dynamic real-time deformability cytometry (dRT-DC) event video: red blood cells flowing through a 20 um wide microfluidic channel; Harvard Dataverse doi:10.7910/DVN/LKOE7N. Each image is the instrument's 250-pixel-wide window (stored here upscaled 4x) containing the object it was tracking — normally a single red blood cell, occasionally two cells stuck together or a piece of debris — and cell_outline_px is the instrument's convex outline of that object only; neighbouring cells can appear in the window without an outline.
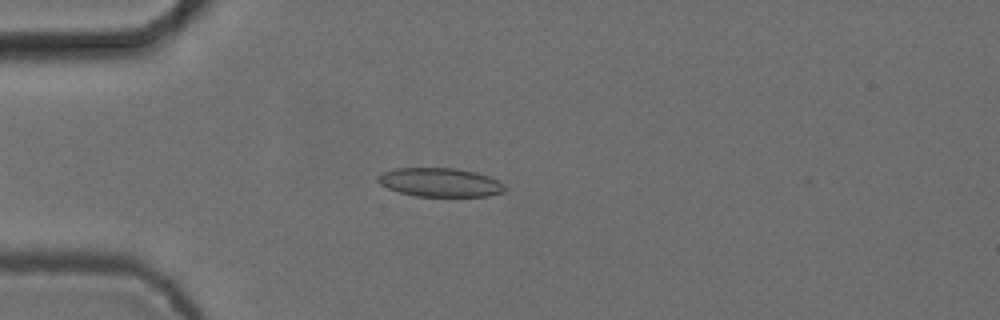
{"species": "common noctule bat (a hibernating species)", "species_latin": "Nyctalus noctula", "temperature_condition": "cold", "stored_images_in_passage": 7, "camera_frame_rate_fps": 3000, "um_per_image_px": 0.085, "animal": {"sex": "female", "body_mass_g": 24.6, "forearm_length_mm": 56.2}, "frame": {"image": 1, "passage_image": 5, "time_ms": 1.333, "image_size_px": [1000, 320], "cell_outline_px": [[504, 192], [488, 196], [416, 196], [400, 192], [388, 188], [380, 184], [376, 180], [376, 176], [384, 172], [396, 168], [456, 168], [476, 172], [488, 176], [504, 184]], "centroid_in_image_um": [37.39, 15.5], "position_along_channel_um": 47.6, "area_um2": 21.21}}
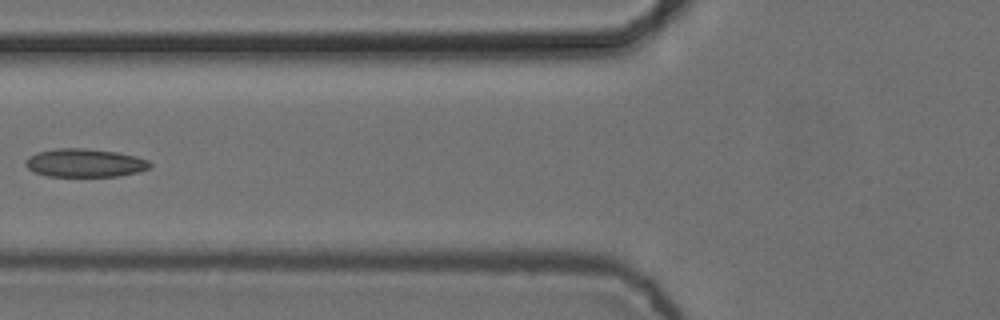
{"frame": {"image": 2, "passage_image": 7, "time_ms": 2.0, "image_size_px": [1000, 320], "cell_outline_px": [[152, 164], [148, 168], [136, 172], [120, 176], [48, 176], [36, 172], [28, 168], [24, 164], [28, 156], [36, 152], [56, 148], [84, 148], [116, 152], [136, 156], [148, 160]], "centroid_in_image_um": [7.19, 13.84], "position_along_channel_um": 118.6, "area_um2": 20.46}}